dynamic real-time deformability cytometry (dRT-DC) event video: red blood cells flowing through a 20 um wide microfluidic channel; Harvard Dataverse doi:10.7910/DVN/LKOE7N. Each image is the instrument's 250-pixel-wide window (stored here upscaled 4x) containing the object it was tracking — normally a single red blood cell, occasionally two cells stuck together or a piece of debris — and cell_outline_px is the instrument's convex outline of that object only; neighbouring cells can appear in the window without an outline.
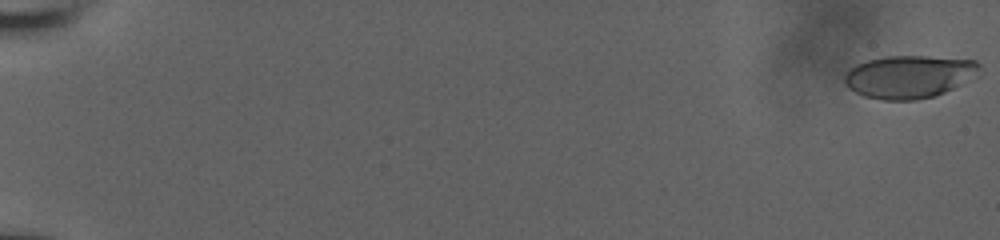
{"species": "human", "species_latin": "Homo sapiens", "temperature_condition": "room temperature", "stored_images_in_passage": 58, "camera_frame_rate_fps": 3000, "um_per_image_px": 0.085, "donor": {"sex": "male"}, "frame": {"image": 1, "passage_image": 1, "time_ms": 0.0, "image_size_px": [1000, 240], "cell_outline_px": [[980, 76], [936, 96], [916, 100], [880, 100], [864, 96], [848, 88], [844, 84], [844, 76], [848, 68], [856, 64], [868, 60], [884, 56], [928, 56], [976, 60], [980, 64]], "centroid_in_image_um": [77.3, 6.52], "position_along_channel_um": 7.7, "area_um2": 34.28}}
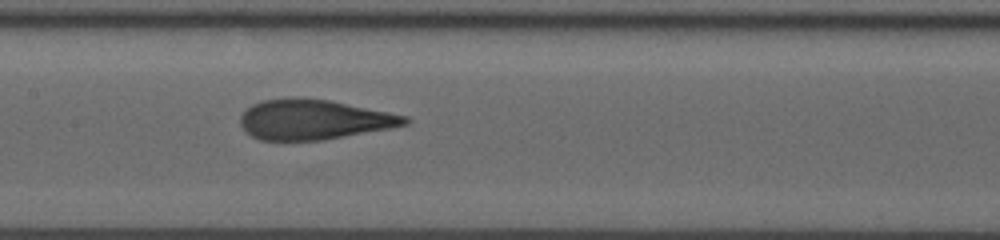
{"frame": {"image": 2, "passage_image": 32, "time_ms": 10.333, "image_size_px": [1000, 240], "cell_outline_px": [[408, 124], [388, 128], [324, 140], [260, 140], [244, 132], [240, 124], [240, 116], [252, 104], [264, 100], [296, 96], [328, 100], [408, 116]], "centroid_in_image_um": [26.61, 10.16], "position_along_channel_um": 180.8, "area_um2": 38.21}}
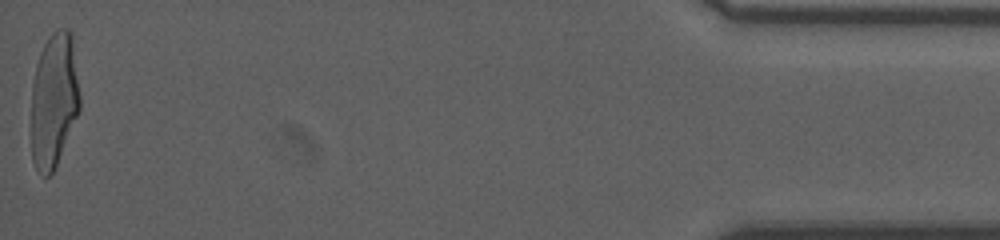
{"frame": {"image": 3, "passage_image": 58, "time_ms": 19.0, "image_size_px": [1000, 240], "cell_outline_px": [[80, 108], [56, 164], [52, 172], [48, 176], [44, 176], [36, 168], [32, 160], [32, 84], [36, 64], [40, 52], [44, 44], [52, 32], [56, 28], [68, 28], [72, 32], [80, 96]], "centroid_in_image_um": [4.59, 8.44], "position_along_channel_um": 430.6, "area_um2": 37.97}, "authors_computed_cell_mechanics": {"area_um2": 38.2058, "velocity_mm_per_s": 3.8572, "shape_relaxation_time_tau1_ms": 8.2818, "shape_relaxation_time_tau2_ms": 0.7999, "deformation_change_tau1": 0.3165, "deformation_change_tau2": 0.0738}}